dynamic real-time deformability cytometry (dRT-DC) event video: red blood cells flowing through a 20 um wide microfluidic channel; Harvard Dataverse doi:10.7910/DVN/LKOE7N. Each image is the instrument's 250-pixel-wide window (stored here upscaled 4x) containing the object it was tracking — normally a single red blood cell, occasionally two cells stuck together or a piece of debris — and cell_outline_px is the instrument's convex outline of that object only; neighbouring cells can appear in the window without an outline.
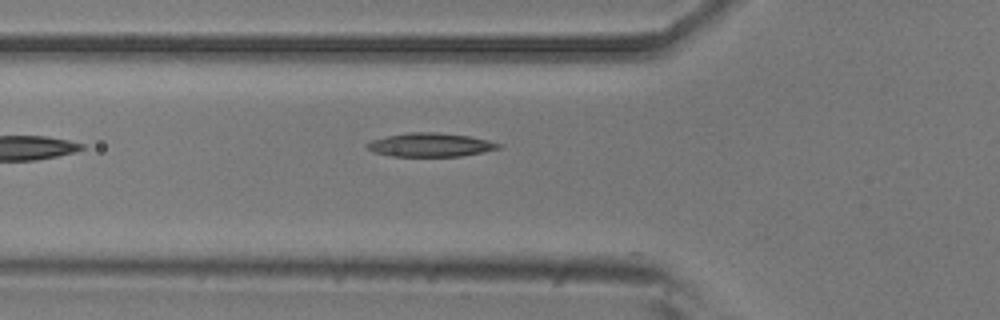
{"species": "common noctule bat (a hibernating species)", "species_latin": "Nyctalus noctula", "temperature_condition": "room temperature", "stored_images_in_passage": 5, "camera_frame_rate_fps": 3000, "um_per_image_px": 0.085, "animal": {"sex": "male", "body_mass_g": 20.5, "forearm_length_mm": 52.5}, "frame": {"image": 1, "passage_image": 5, "time_ms": 1.333, "image_size_px": [1000, 320], "cell_outline_px": [[500, 148], [484, 152], [460, 156], [388, 156], [372, 152], [364, 144], [372, 140], [388, 136], [408, 132], [436, 132], [468, 136], [488, 140], [500, 144]], "centroid_in_image_um": [36.55, 12.32], "position_along_channel_um": 89.3, "area_um2": 18.09}}